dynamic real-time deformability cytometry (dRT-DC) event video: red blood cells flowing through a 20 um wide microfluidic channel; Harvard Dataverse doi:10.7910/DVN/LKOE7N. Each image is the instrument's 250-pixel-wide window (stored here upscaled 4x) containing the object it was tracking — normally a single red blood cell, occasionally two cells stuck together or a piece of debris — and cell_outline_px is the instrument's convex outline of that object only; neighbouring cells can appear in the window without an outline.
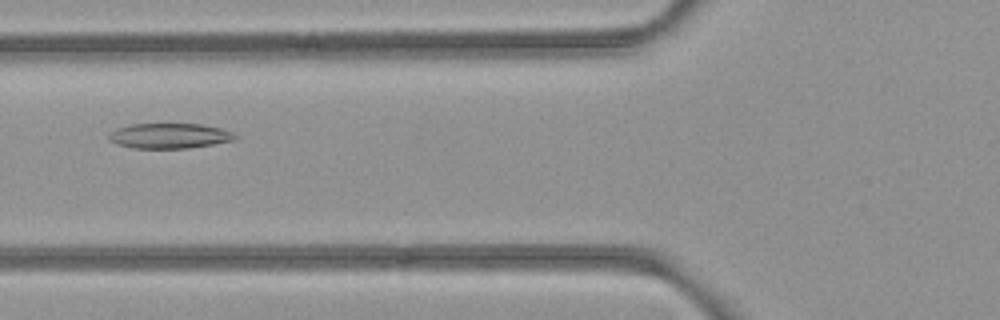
{"species": "common noctule bat (a hibernating species)", "species_latin": "Nyctalus noctula", "temperature_condition": "room temperature", "stored_images_in_passage": 4, "camera_frame_rate_fps": 3000, "um_per_image_px": 0.085, "animal": {"sex": "female", "body_mass_g": 21.9}, "frame": {"image": 1, "passage_image": 4, "time_ms": 1.0, "image_size_px": [1000, 320], "cell_outline_px": [[236, 140], [188, 148], [132, 148], [116, 144], [108, 140], [108, 132], [116, 128], [128, 124], [200, 124], [220, 128], [232, 132], [236, 136]], "centroid_in_image_um": [14.34, 11.54], "position_along_channel_um": 111.5, "area_um2": 18.61}}